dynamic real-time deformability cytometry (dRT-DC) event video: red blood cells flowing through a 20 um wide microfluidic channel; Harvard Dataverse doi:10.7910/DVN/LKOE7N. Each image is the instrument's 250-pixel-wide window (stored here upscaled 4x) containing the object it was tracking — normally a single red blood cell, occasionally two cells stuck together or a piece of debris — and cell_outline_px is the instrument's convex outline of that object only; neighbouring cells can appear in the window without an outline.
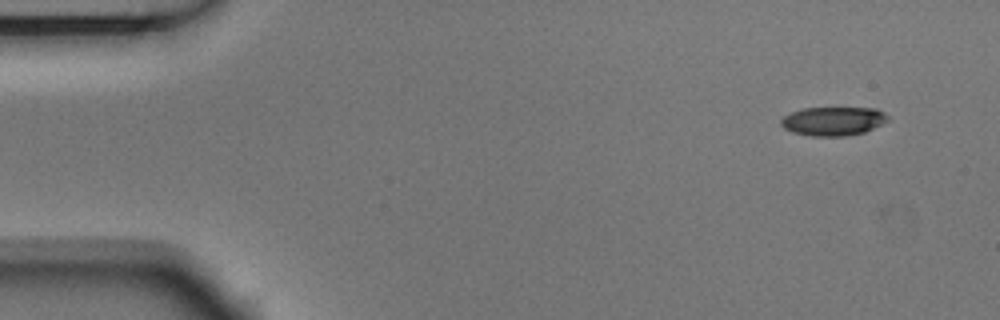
{"species": "Egyptian fruit bat (a non-hibernating species)", "species_latin": "Rousettus aegyptiacus", "temperature_condition": "room temperature", "stored_images_in_passage": 3, "camera_frame_rate_fps": 3000, "um_per_image_px": 0.085, "animal": {"sex": "male"}, "frame": {"image": 1, "passage_image": 1, "time_ms": 0.0, "image_size_px": [1000, 320], "cell_outline_px": [[888, 120], [864, 132], [848, 136], [812, 136], [792, 132], [784, 128], [780, 124], [780, 120], [784, 116], [792, 112], [804, 108], [876, 108], [884, 112], [888, 116]], "centroid_in_image_um": [70.8, 10.3], "position_along_channel_um": 14.2, "area_um2": 17.86}}